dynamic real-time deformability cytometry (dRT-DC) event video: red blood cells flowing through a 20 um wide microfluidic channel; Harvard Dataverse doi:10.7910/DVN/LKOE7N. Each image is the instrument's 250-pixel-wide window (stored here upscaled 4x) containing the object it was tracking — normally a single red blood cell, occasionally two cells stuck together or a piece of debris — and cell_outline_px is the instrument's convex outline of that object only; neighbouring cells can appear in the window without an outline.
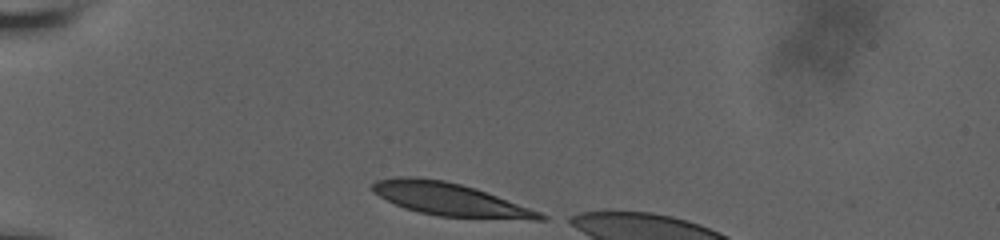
{"species": "human", "species_latin": "Homo sapiens", "temperature_condition": "room temperature", "stored_images_in_passage": 6, "camera_frame_rate_fps": 3000, "um_per_image_px": 0.085, "donor": {"sex": "male"}, "frame": {"image": 1, "passage_image": 1, "time_ms": 0.0, "image_size_px": [1000, 240], "cell_outline_px": [[548, 220], [532, 220], [440, 216], [420, 212], [404, 208], [372, 192], [372, 184], [376, 180], [396, 176], [412, 176], [444, 180], [476, 188], [540, 212], [548, 216]], "centroid_in_image_um": [38.25, 16.94], "position_along_channel_um": 46.8, "area_um2": 31.91}}
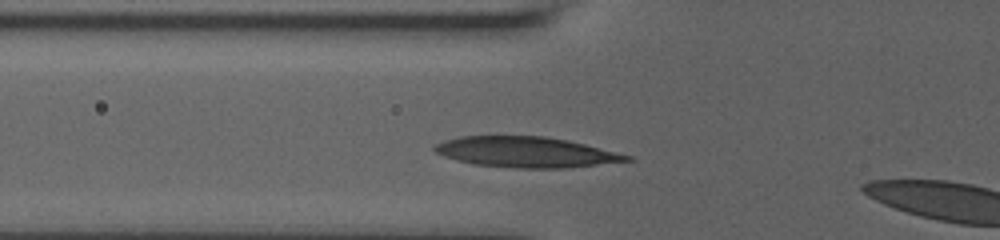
{"frame": {"image": 2, "passage_image": 5, "time_ms": 2.0, "image_size_px": [1000, 240], "cell_outline_px": [[636, 160], [568, 168], [516, 168], [472, 164], [456, 160], [444, 156], [436, 152], [432, 148], [436, 144], [444, 140], [460, 136], [544, 136], [568, 140], [632, 156]], "centroid_in_image_um": [44.71, 12.93], "position_along_channel_um": 81.1, "area_um2": 34.28}}